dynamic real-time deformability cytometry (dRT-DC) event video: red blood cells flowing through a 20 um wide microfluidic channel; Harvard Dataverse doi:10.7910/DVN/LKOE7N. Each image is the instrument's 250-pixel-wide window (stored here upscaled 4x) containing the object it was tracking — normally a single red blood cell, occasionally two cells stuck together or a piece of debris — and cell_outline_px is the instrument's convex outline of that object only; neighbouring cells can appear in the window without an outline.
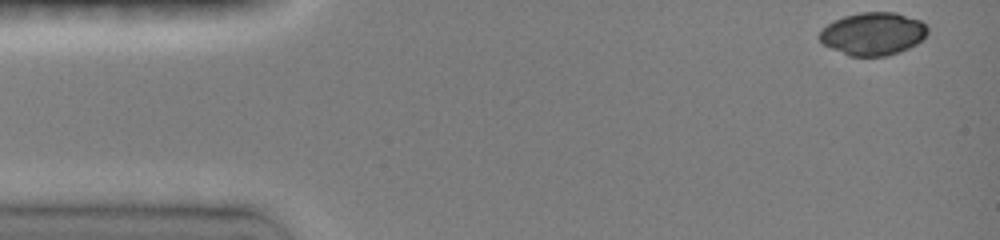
{"species": "common noctule bat (a hibernating species)", "species_latin": "Nyctalus noctula", "temperature_condition": "room temperature", "stored_images_in_passage": 41, "camera_frame_rate_fps": 3000, "um_per_image_px": 0.085, "animal": {"sex": "female", "body_mass_g": 19.0, "forearm_length_mm": 51.5}, "frame": {"image": 1, "passage_image": 1, "time_ms": 0.0, "image_size_px": [1000, 240], "cell_outline_px": [[928, 32], [916, 44], [900, 52], [884, 56], [848, 56], [824, 44], [820, 40], [820, 32], [828, 24], [844, 16], [860, 12], [896, 12], [920, 20], [928, 28]], "centroid_in_image_um": [74.22, 2.87], "position_along_channel_um": 10.8, "area_um2": 26.7}}
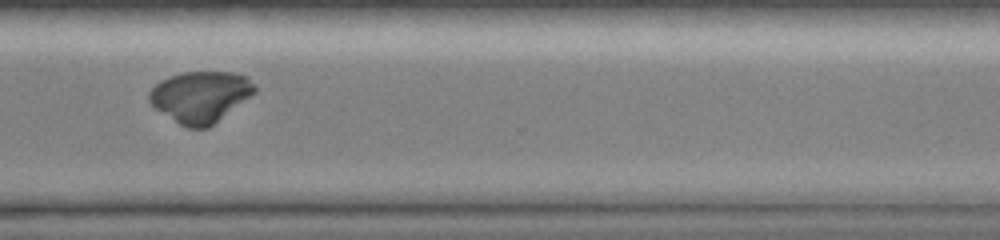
{"frame": {"image": 2, "passage_image": 34, "time_ms": 11.0, "image_size_px": [1000, 240], "cell_outline_px": [[256, 92], [208, 128], [188, 128], [180, 124], [156, 108], [148, 100], [148, 92], [160, 80], [168, 76], [180, 72], [236, 72], [248, 76], [256, 88]], "centroid_in_image_um": [17.04, 8.19], "position_along_channel_um": 353.6, "area_um2": 31.39}}
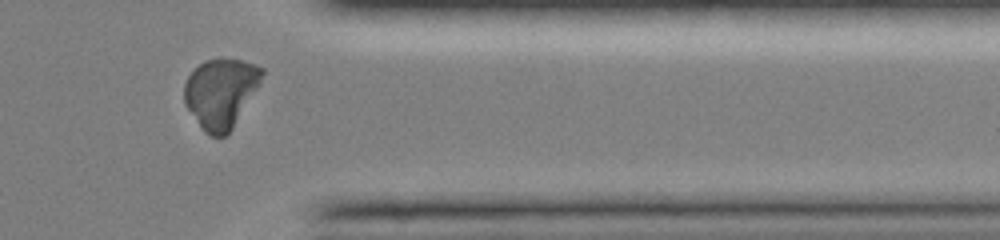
{"frame": {"image": 3, "passage_image": 37, "time_ms": 12.0, "image_size_px": [1000, 240], "cell_outline_px": [[264, 72], [260, 84], [232, 128], [224, 136], [212, 136], [204, 132], [200, 128], [184, 104], [184, 84], [188, 76], [204, 60], [240, 60], [264, 68]], "centroid_in_image_um": [18.75, 7.93], "position_along_channel_um": 392.7, "area_um2": 31.15}}